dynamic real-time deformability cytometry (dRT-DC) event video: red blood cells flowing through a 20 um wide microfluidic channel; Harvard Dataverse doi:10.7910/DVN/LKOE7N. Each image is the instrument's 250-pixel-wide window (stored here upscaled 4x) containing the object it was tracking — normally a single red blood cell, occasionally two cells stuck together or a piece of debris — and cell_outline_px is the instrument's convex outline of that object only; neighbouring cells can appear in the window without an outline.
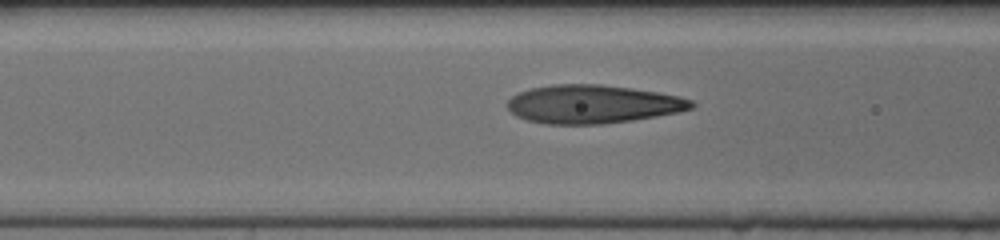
{"species": "human", "species_latin": "Homo sapiens", "temperature_condition": "cold", "stored_images_in_passage": 32, "camera_frame_rate_fps": 3000, "um_per_image_px": 0.085, "donor": {"sex": "female"}, "frame": {"image": 1, "passage_image": 10, "time_ms": 3.0, "image_size_px": [1000, 240], "cell_outline_px": [[696, 104], [692, 108], [680, 112], [632, 120], [604, 124], [544, 124], [528, 120], [516, 116], [508, 108], [508, 100], [512, 96], [520, 92], [532, 88], [552, 84], [600, 84], [656, 92], [680, 96], [692, 100]], "centroid_in_image_um": [50.39, 8.86], "position_along_channel_um": 116.2, "area_um2": 41.1}}
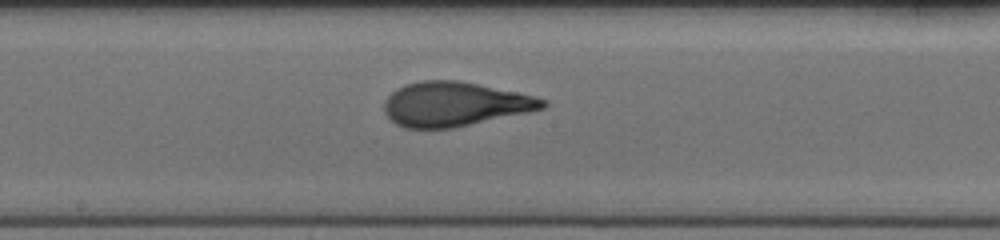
{"frame": {"image": 2, "passage_image": 17, "time_ms": 5.333, "image_size_px": [1000, 240], "cell_outline_px": [[548, 104], [544, 108], [528, 112], [452, 128], [404, 128], [396, 124], [384, 112], [384, 100], [396, 88], [404, 84], [420, 80], [460, 80], [516, 92], [548, 100]], "centroid_in_image_um": [38.61, 8.84], "position_along_channel_um": 209.6, "area_um2": 40.86}}
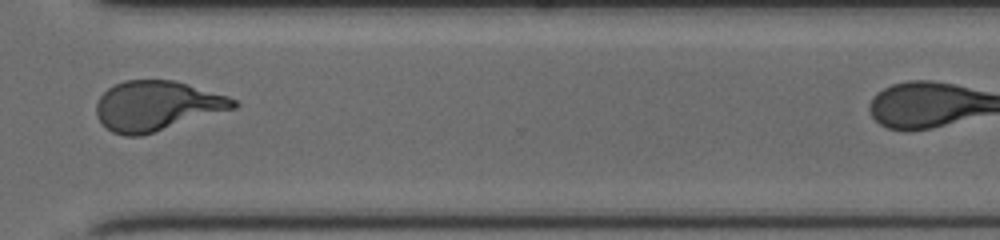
{"frame": {"image": 3, "passage_image": 28, "time_ms": 9.0, "image_size_px": [1000, 240], "cell_outline_px": [[240, 104], [236, 108], [140, 136], [124, 136], [112, 132], [96, 116], [96, 104], [100, 96], [108, 88], [124, 80], [176, 80], [228, 96], [236, 100]], "centroid_in_image_um": [13.34, 8.99], "position_along_channel_um": 357.3, "area_um2": 39.71}}